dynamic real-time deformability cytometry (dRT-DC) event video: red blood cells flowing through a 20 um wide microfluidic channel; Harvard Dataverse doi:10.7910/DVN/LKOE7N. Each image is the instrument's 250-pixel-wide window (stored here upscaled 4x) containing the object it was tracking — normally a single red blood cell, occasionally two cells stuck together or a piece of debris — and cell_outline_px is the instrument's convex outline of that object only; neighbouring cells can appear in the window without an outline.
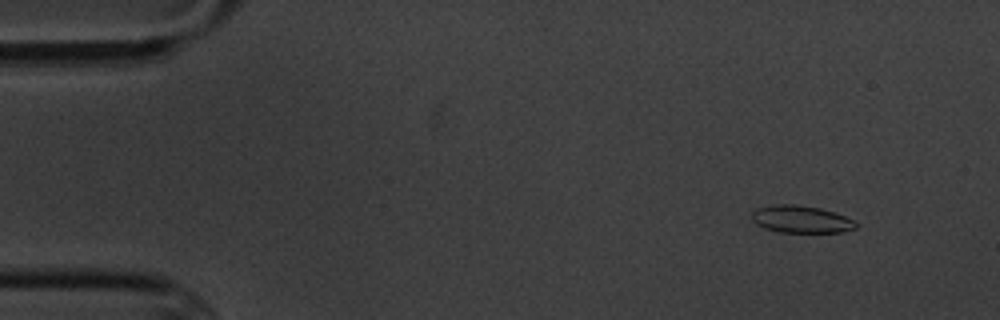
{"species": "common noctule bat (a hibernating species)", "species_latin": "Nyctalus noctula", "temperature_condition": "cold", "stored_images_in_passage": 6, "camera_frame_rate_fps": 3000, "um_per_image_px": 0.085, "animal": {"sex": "male", "body_mass_g": 20.1, "forearm_length_mm": 53.5}, "frame": {"image": 1, "passage_image": 2, "time_ms": 1.0, "image_size_px": [1000, 320], "cell_outline_px": [[856, 228], [844, 232], [780, 232], [764, 228], [756, 224], [752, 220], [752, 212], [756, 208], [772, 204], [796, 204], [820, 208], [844, 216], [852, 220], [856, 224]], "centroid_in_image_um": [68.04, 18.63], "position_along_channel_um": 17.0, "area_um2": 16.53}}